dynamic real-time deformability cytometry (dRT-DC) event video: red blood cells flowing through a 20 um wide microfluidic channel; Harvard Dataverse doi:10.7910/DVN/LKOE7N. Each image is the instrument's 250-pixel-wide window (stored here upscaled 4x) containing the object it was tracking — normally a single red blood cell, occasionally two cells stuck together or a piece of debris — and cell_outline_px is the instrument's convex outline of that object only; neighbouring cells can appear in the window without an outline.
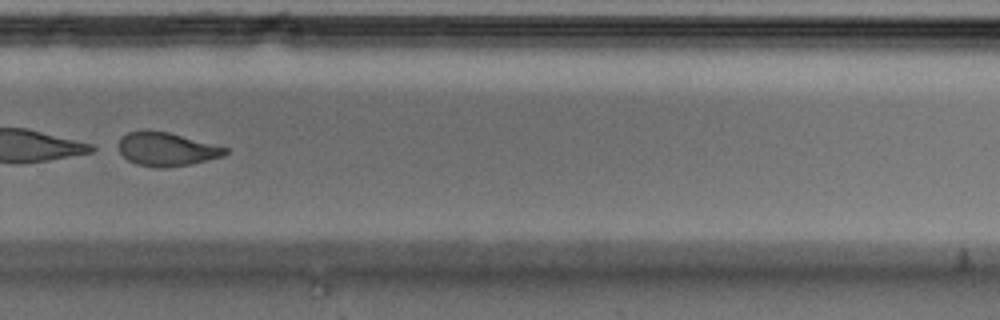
{"species": "Egyptian fruit bat (a non-hibernating species)", "species_latin": "Rousettus aegyptiacus", "temperature_condition": "cold", "stored_images_in_passage": 45, "camera_frame_rate_fps": 3000, "um_per_image_px": 0.085, "animal": {"sex": "male"}, "frame": {"image": 1, "passage_image": 30, "time_ms": 9.667, "image_size_px": [1000, 320], "cell_outline_px": [[228, 152], [224, 156], [192, 164], [164, 168], [156, 168], [136, 164], [128, 160], [120, 152], [120, 136], [128, 132], [144, 128], [168, 132], [228, 148]], "centroid_in_image_um": [14.14, 12.67], "position_along_channel_um": 315.7, "area_um2": 21.1}}